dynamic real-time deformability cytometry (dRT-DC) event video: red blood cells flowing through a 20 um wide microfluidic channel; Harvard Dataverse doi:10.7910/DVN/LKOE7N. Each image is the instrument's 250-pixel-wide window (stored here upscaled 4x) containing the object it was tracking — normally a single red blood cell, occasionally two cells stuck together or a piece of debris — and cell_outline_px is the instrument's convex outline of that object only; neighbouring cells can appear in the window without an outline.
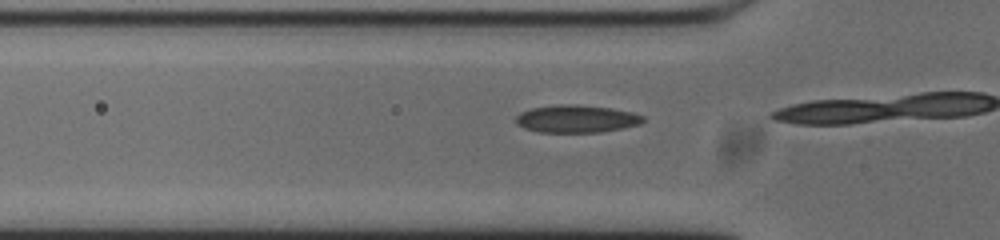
{"species": "common noctule bat (a hibernating species)", "species_latin": "Nyctalus noctula", "temperature_condition": "cold", "stored_images_in_passage": 15, "camera_frame_rate_fps": 3000, "um_per_image_px": 0.085, "animal": {"sex": "male", "body_mass_g": 20.0, "forearm_length_mm": 53.3}, "frame": {"image": 1, "passage_image": 13, "time_ms": 4.0, "image_size_px": [1000, 240], "cell_outline_px": [[644, 120], [640, 124], [600, 132], [536, 132], [524, 128], [516, 124], [516, 116], [520, 112], [532, 108], [560, 104], [576, 104], [612, 108], [632, 112], [644, 116]], "centroid_in_image_um": [48.97, 10.09], "position_along_channel_um": 76.8, "area_um2": 20.46}}